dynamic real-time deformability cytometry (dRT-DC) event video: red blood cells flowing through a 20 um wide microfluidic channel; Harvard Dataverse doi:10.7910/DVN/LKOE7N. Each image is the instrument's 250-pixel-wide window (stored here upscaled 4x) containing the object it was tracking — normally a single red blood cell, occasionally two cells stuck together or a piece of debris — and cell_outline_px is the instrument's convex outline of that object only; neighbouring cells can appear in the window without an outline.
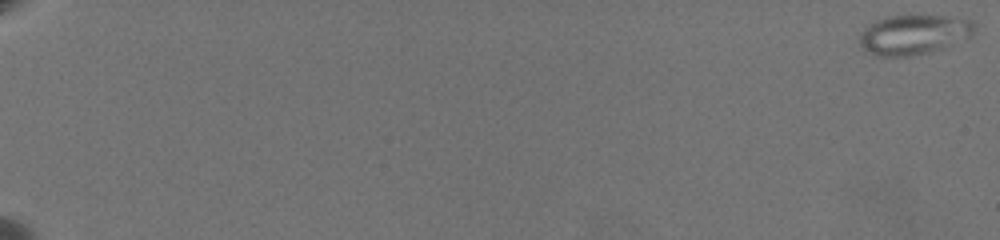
{"species": "common noctule bat (a hibernating species)", "species_latin": "Nyctalus noctula", "temperature_condition": "warm", "stored_images_in_passage": 64, "camera_frame_rate_fps": 3000, "um_per_image_px": 0.085, "animal": {"sex": "female", "body_mass_g": 19.5, "forearm_length_mm": 54.1}, "frame": {"image": 1, "passage_image": 1, "time_ms": 0.0, "image_size_px": [1000, 240], "cell_outline_px": [[976, 28], [972, 36], [944, 48], [912, 56], [876, 56], [864, 52], [860, 44], [860, 32], [876, 20], [888, 16], [944, 16], [972, 20], [976, 24]], "centroid_in_image_um": [77.67, 2.95], "position_along_channel_um": 7.3, "area_um2": 26.76}}
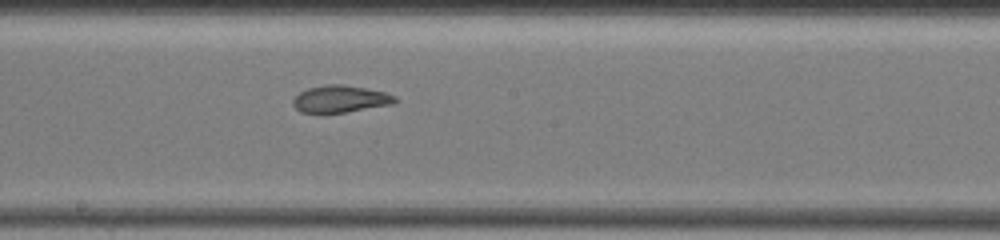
{"frame": {"image": 2, "passage_image": 40, "time_ms": 13.0, "image_size_px": [1000, 240], "cell_outline_px": [[400, 100], [396, 104], [344, 112], [300, 112], [292, 104], [292, 100], [300, 92], [308, 88], [328, 84], [344, 84], [384, 92], [396, 96]], "centroid_in_image_um": [28.98, 8.41], "position_along_channel_um": 219.2, "area_um2": 16.07}}
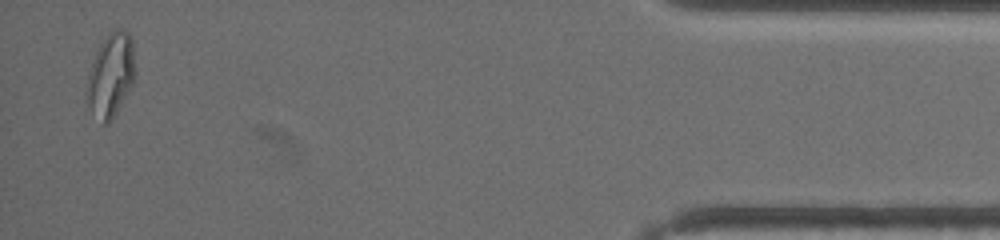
{"frame": {"image": 3, "passage_image": 63, "time_ms": 20.667, "image_size_px": [1000, 240], "cell_outline_px": [[136, 72], [132, 84], [112, 120], [108, 124], [104, 124], [88, 104], [84, 92], [92, 60], [100, 44], [108, 32], [116, 28], [124, 28], [132, 36]], "centroid_in_image_um": [9.43, 6.31], "position_along_channel_um": 425.8, "area_um2": 23.76}, "authors_computed_cell_mechanics": {"area_um2": 21.6172, "velocity_mm_per_s": 3.5246, "shape_relaxation_time_tau1_ms": null, "shape_relaxation_time_tau2_ms": 2.1846, "deformation_change_tau1": null, "deformation_change_tau2": 0.0601}}